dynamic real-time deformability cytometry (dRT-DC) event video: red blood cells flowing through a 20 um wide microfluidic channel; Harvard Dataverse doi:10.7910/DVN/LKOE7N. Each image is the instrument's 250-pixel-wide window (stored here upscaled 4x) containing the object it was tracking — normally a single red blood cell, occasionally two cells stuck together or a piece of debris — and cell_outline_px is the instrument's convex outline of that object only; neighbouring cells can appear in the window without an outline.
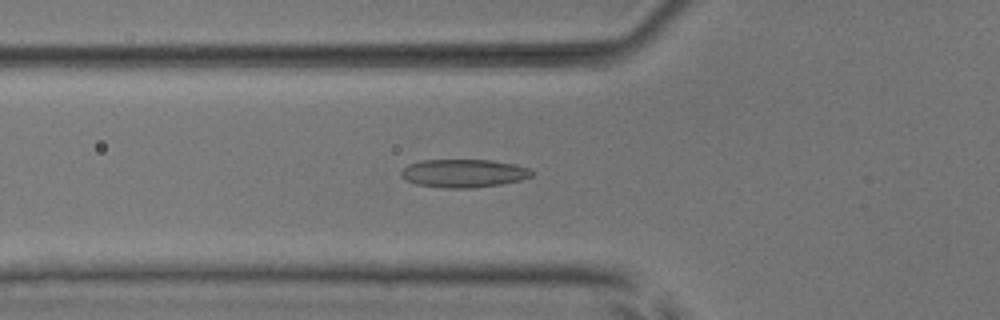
{"species": "common noctule bat (a hibernating species)", "species_latin": "Nyctalus noctula", "temperature_condition": "room temperature", "stored_images_in_passage": 48, "camera_frame_rate_fps": 3000, "um_per_image_px": 0.085, "animal": {"sex": "male", "body_mass_g": 17.9, "forearm_length_mm": 54.2}, "frame": {"image": 1, "passage_image": 19, "time_ms": 6.0, "image_size_px": [1000, 320], "cell_outline_px": [[536, 172], [532, 176], [520, 180], [500, 184], [472, 188], [444, 188], [416, 184], [400, 176], [400, 172], [408, 164], [424, 160], [492, 160], [516, 164], [528, 168]], "centroid_in_image_um": [39.44, 14.72], "position_along_channel_um": 86.4, "area_um2": 21.5}}
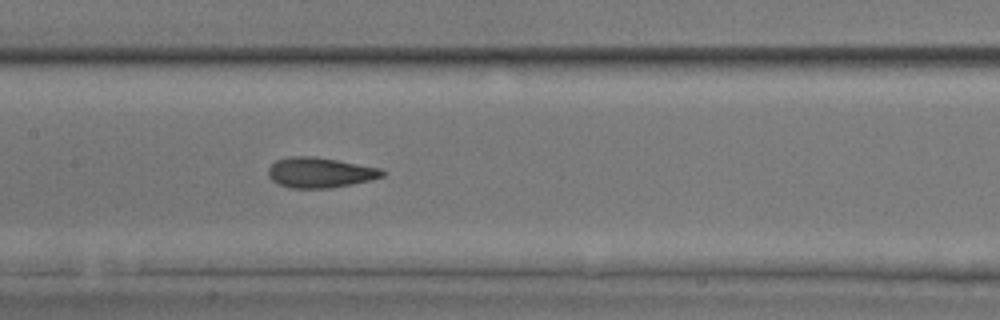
{"frame": {"image": 2, "passage_image": 26, "time_ms": 8.333, "image_size_px": [1000, 320], "cell_outline_px": [[384, 176], [372, 180], [352, 184], [328, 188], [288, 188], [276, 184], [268, 176], [268, 168], [276, 160], [288, 156], [312, 156], [336, 160], [380, 168], [384, 172]], "centroid_in_image_um": [27.16, 14.67], "position_along_channel_um": 180.2, "area_um2": 20.17}}
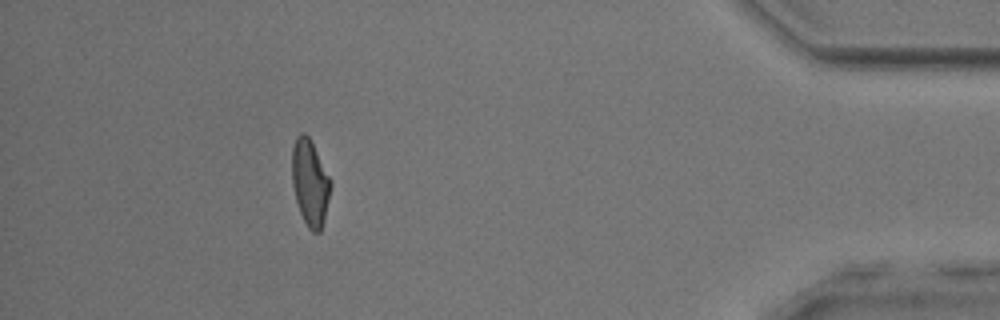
{"frame": {"image": 3, "passage_image": 47, "time_ms": 15.333, "image_size_px": [1000, 320], "cell_outline_px": [[332, 184], [324, 220], [320, 232], [312, 232], [308, 228], [300, 212], [296, 200], [292, 184], [292, 148], [296, 136], [300, 132], [304, 132], [308, 136], [332, 180]], "centroid_in_image_um": [26.35, 15.52], "position_along_channel_um": 408.8, "area_um2": 19.42}}